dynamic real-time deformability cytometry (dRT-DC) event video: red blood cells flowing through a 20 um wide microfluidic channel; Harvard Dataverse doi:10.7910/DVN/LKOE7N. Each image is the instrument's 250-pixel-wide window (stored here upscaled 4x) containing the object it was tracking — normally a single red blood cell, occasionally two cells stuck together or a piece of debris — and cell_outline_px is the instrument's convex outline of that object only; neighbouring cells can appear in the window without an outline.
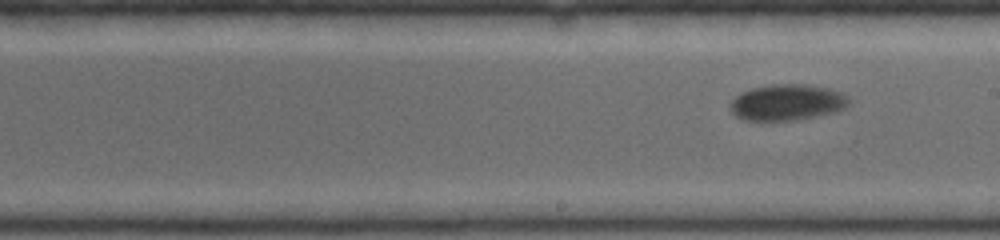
{"species": "common noctule bat (a hibernating species)", "species_latin": "Nyctalus noctula", "temperature_condition": "warm", "stored_images_in_passage": 11, "segment_of_instrument_passage": [2, 2], "camera_frame_rate_fps": 5000, "um_per_image_px": 0.085, "animal": {"sex": "female", "body_mass_g": 19.0, "forearm_length_mm": 53.3}, "frame": {"image": 1, "passage_image": 11, "time_ms": 3.6, "image_size_px": [1000, 240], "cell_outline_px": [[852, 100], [844, 108], [836, 112], [796, 120], [744, 120], [736, 116], [728, 108], [732, 100], [736, 96], [752, 88], [772, 84], [800, 84], [828, 88], [840, 92], [848, 96]], "centroid_in_image_um": [66.92, 8.71], "position_along_channel_um": 222.1, "area_um2": 24.91}}